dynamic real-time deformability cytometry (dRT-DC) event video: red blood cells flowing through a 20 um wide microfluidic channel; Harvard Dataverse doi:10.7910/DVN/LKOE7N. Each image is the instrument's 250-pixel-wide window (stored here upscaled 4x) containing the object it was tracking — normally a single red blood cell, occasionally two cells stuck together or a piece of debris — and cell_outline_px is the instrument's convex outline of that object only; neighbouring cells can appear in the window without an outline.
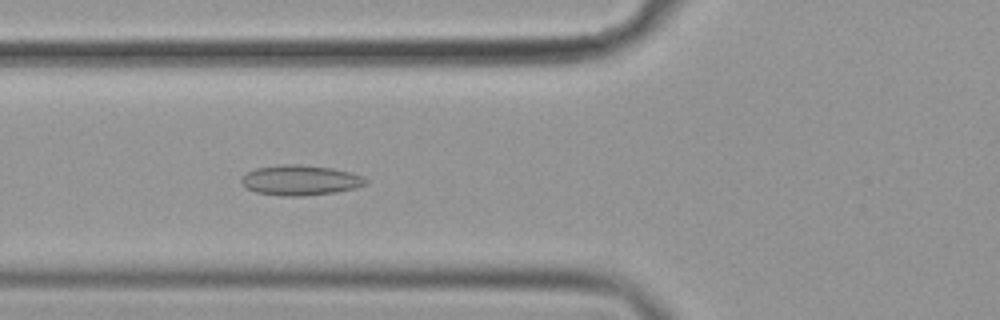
{"species": "common noctule bat (a hibernating species)", "species_latin": "Nyctalus noctula", "temperature_condition": "cold", "stored_images_in_passage": 56, "camera_frame_rate_fps": 3000, "um_per_image_px": 0.085, "animal": {"sex": "female", "body_mass_g": 19.9}, "frame": {"image": 1, "passage_image": 21, "time_ms": 6.667, "image_size_px": [1000, 320], "cell_outline_px": [[368, 184], [356, 188], [336, 192], [304, 196], [280, 196], [256, 192], [248, 188], [240, 180], [248, 172], [256, 168], [280, 164], [300, 164], [332, 168], [352, 172], [368, 180]], "centroid_in_image_um": [25.57, 15.32], "position_along_channel_um": 100.2, "area_um2": 21.91}}
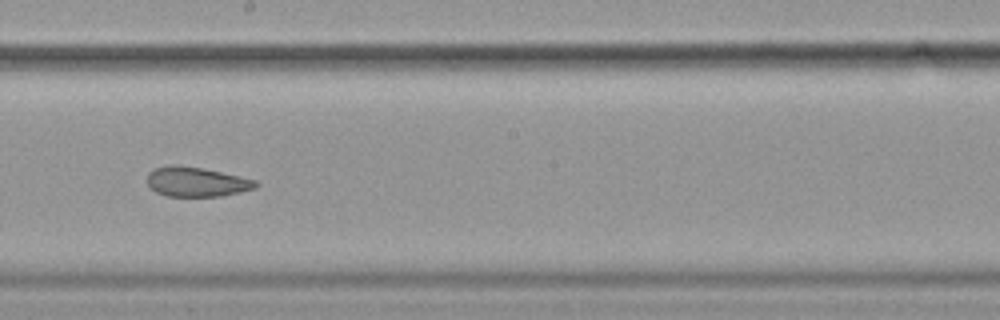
{"frame": {"image": 2, "passage_image": 32, "time_ms": 10.333, "image_size_px": [1000, 320], "cell_outline_px": [[260, 184], [256, 188], [240, 192], [220, 196], [168, 196], [156, 192], [148, 184], [148, 172], [156, 168], [172, 164], [176, 164], [200, 168], [220, 172], [256, 180]], "centroid_in_image_um": [16.71, 15.46], "position_along_channel_um": 231.5, "area_um2": 18.55}}
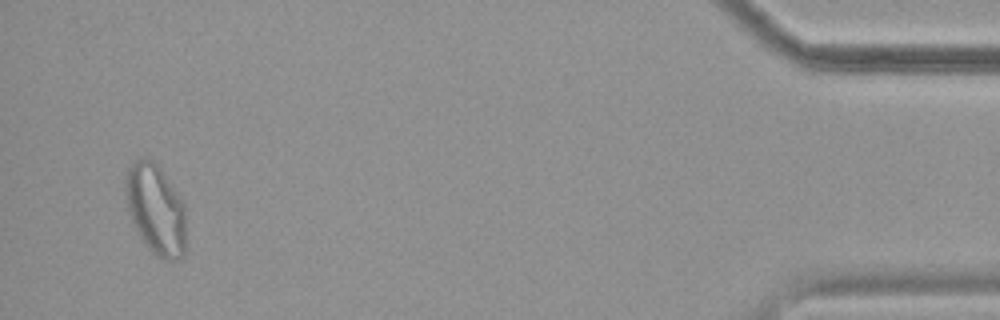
{"frame": {"image": 3, "passage_image": 54, "time_ms": 17.667, "image_size_px": [1000, 320], "cell_outline_px": [[184, 256], [172, 260], [164, 260], [152, 252], [140, 236], [128, 212], [124, 188], [124, 184], [128, 168], [136, 160], [144, 156], [152, 160], [160, 168], [184, 204]], "centroid_in_image_um": [13.2, 17.78], "position_along_channel_um": 422.0, "area_um2": 31.39}, "authors_computed_cell_mechanics": {"area_um2": 22.831, "velocity_mm_per_s": 3.5788, "shape_relaxation_time_tau1_ms": null, "shape_relaxation_time_tau2_ms": 3.3812, "deformation_change_tau1": null, "deformation_change_tau2": 0.096}}